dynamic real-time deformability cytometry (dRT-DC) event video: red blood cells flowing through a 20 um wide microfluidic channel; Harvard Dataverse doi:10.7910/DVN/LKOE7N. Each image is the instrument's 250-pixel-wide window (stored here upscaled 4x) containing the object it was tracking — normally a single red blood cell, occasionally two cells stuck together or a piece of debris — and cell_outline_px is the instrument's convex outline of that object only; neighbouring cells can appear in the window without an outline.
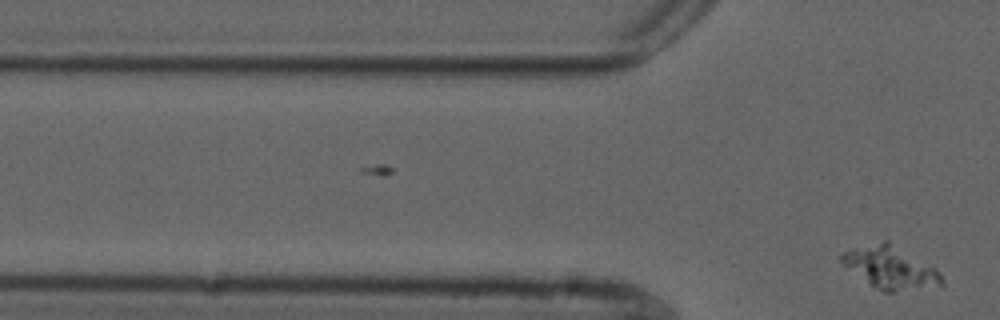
{"species": "common noctule bat (a hibernating species)", "species_latin": "Nyctalus noctula", "temperature_condition": "cold", "stored_images_in_passage": 2, "camera_frame_rate_fps": 3000, "um_per_image_px": 0.085, "animal": {"sex": "male", "forearm_length_mm": 52.5}, "frame": {"image": 1, "passage_image": 2, "time_ms": 0.333, "image_size_px": [1000, 320], "cell_outline_px": [[944, 284], [892, 292], [884, 292], [868, 284], [844, 264], [836, 256], [852, 248], [884, 240], [888, 240], [936, 268], [940, 272], [944, 280]], "centroid_in_image_um": [75.68, 22.73], "position_along_channel_um": 50.1, "area_um2": 24.57}}